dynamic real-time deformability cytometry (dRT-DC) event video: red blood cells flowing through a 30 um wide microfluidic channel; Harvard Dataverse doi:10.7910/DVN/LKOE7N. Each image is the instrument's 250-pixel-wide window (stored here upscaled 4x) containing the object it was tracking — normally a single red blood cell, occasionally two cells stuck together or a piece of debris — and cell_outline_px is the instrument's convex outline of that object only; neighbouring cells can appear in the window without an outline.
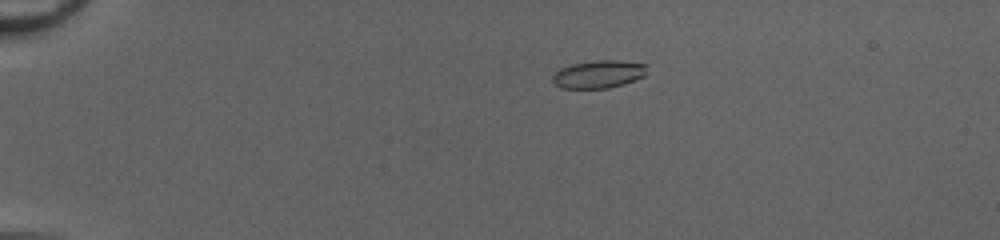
{"species": "common noctule bat (a hibernating species)", "species_latin": "Nyctalus noctula", "temperature_condition": "cold", "stored_images_in_passage": 22, "camera_frame_rate_fps": 3000, "um_per_image_px": 0.085, "animal": {"sex": "female", "body_mass_g": 20.0, "forearm_length_mm": 54.0}, "frame": {"image": 1, "passage_image": 13, "time_ms": 4.0, "image_size_px": [1000, 240], "cell_outline_px": [[648, 64], [644, 76], [624, 84], [608, 88], [560, 88], [552, 80], [552, 76], [560, 68], [572, 64], [596, 60], [620, 60]], "centroid_in_image_um": [50.89, 6.3], "position_along_channel_um": 34.1, "area_um2": 15.32}}
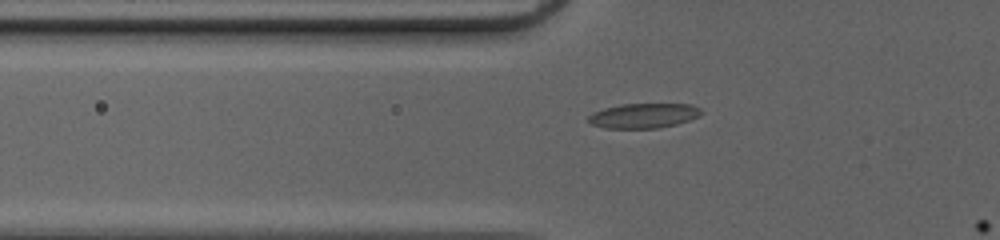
{"frame": {"image": 2, "passage_image": 21, "time_ms": 6.667, "image_size_px": [1000, 240], "cell_outline_px": [[704, 112], [700, 116], [676, 124], [660, 128], [604, 128], [592, 124], [588, 120], [588, 116], [592, 112], [604, 108], [620, 104], [692, 104], [700, 108]], "centroid_in_image_um": [54.72, 9.83], "position_along_channel_um": 71.1, "area_um2": 16.42}}